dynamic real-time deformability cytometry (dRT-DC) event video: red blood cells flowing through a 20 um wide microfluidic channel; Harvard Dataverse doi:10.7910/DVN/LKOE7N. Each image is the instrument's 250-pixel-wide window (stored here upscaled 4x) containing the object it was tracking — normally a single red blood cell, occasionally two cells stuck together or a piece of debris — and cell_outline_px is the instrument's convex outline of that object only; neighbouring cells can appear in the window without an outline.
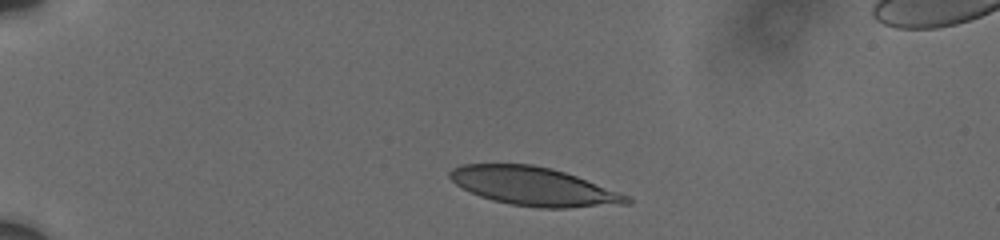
{"species": "human", "species_latin": "Homo sapiens", "temperature_condition": "cold", "stored_images_in_passage": 5, "camera_frame_rate_fps": 3000, "um_per_image_px": 0.085, "donor": {"sex": "male"}, "frame": {"image": 1, "passage_image": 1, "time_ms": 0.0, "image_size_px": [1000, 240], "cell_outline_px": [[632, 200], [628, 204], [564, 208], [540, 208], [508, 204], [492, 200], [480, 196], [456, 184], [448, 176], [448, 172], [452, 168], [464, 164], [532, 164], [552, 168], [576, 176], [628, 196]], "centroid_in_image_um": [45.34, 15.84], "position_along_channel_um": 39.7, "area_um2": 39.36}}
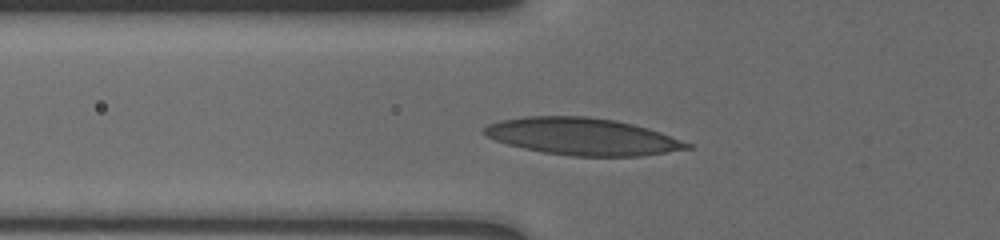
{"frame": {"image": 2, "passage_image": 4, "time_ms": 2.667, "image_size_px": [1000, 240], "cell_outline_px": [[692, 148], [640, 156], [572, 156], [544, 152], [524, 148], [508, 144], [484, 136], [480, 132], [488, 124], [500, 120], [524, 116], [588, 116], [616, 120], [648, 128], [660, 132], [692, 144]], "centroid_in_image_um": [49.47, 11.59], "position_along_channel_um": 76.3, "area_um2": 43.81}}
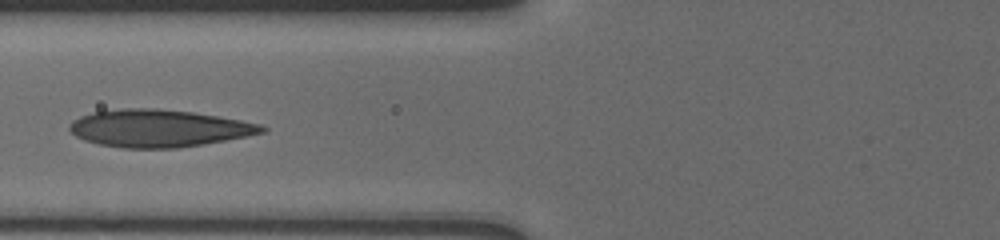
{"frame": {"image": 3, "passage_image": 5, "time_ms": 3.667, "image_size_px": [1000, 240], "cell_outline_px": [[268, 132], [248, 136], [204, 144], [176, 148], [124, 148], [100, 144], [84, 140], [76, 136], [68, 128], [72, 120], [80, 116], [92, 112], [120, 108], [156, 108], [192, 112], [240, 120], [260, 124], [268, 128]], "centroid_in_image_um": [13.5, 10.9], "position_along_channel_um": 112.3, "area_um2": 41.96}}